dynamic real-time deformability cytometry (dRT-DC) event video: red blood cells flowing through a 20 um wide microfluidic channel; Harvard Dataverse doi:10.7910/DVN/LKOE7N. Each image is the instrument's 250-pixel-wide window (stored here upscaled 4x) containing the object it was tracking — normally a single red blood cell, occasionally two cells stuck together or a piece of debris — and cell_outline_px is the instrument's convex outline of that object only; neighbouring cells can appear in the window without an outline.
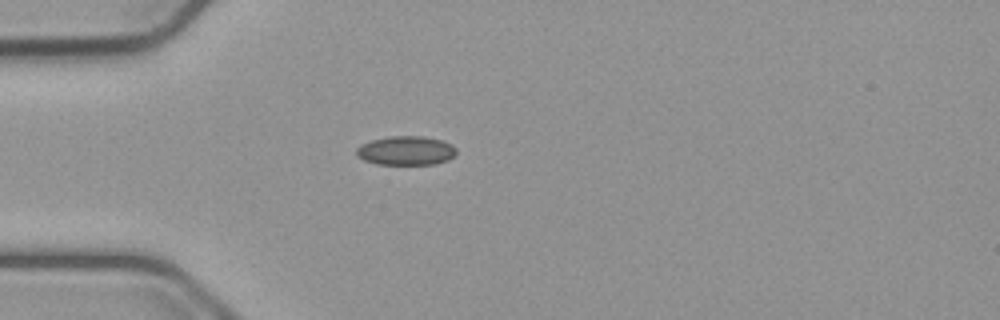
{"species": "common noctule bat (a hibernating species)", "species_latin": "Nyctalus noctula", "temperature_condition": "cold", "stored_images_in_passage": 40, "camera_frame_rate_fps": 3000, "um_per_image_px": 0.085, "animal": {"sex": "male", "body_mass_g": 23.1, "forearm_length_mm": 52.7}, "frame": {"image": 1, "passage_image": 1, "time_ms": 0.0, "image_size_px": [1000, 320], "cell_outline_px": [[456, 152], [448, 160], [436, 164], [376, 164], [364, 160], [356, 156], [356, 148], [360, 144], [372, 140], [392, 136], [424, 136], [444, 140], [452, 144], [456, 148]], "centroid_in_image_um": [34.51, 12.8], "position_along_channel_um": 50.5, "area_um2": 17.05}}
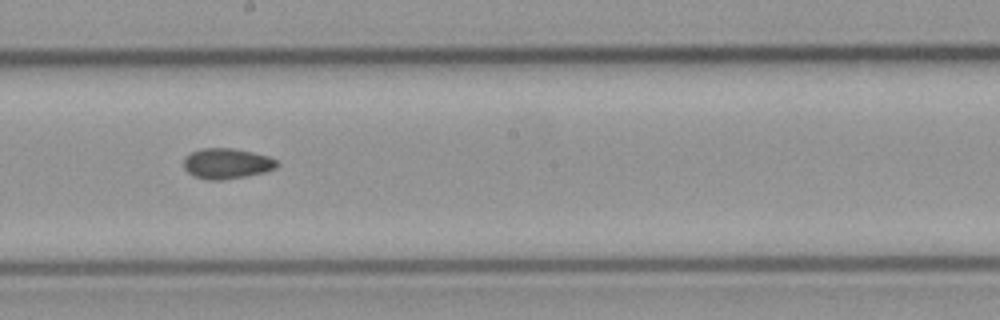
{"frame": {"image": 2, "passage_image": 16, "time_ms": 5.0, "image_size_px": [1000, 320], "cell_outline_px": [[280, 164], [276, 168], [264, 172], [244, 176], [220, 180], [208, 180], [192, 176], [184, 168], [184, 156], [200, 148], [232, 148], [252, 152], [268, 156], [276, 160]], "centroid_in_image_um": [19.25, 13.89], "position_along_channel_um": 228.9, "area_um2": 16.59}}
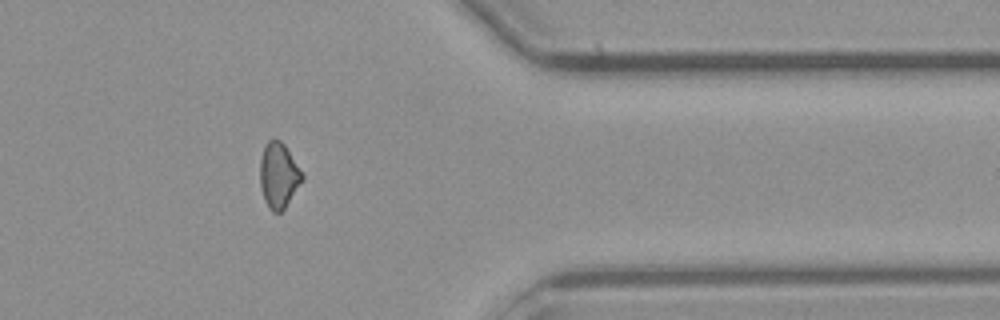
{"frame": {"image": 3, "passage_image": 30, "time_ms": 9.667, "image_size_px": [1000, 320], "cell_outline_px": [[304, 180], [284, 208], [280, 212], [272, 212], [268, 208], [264, 200], [260, 184], [260, 160], [264, 144], [272, 136], [280, 140], [284, 144], [304, 176]], "centroid_in_image_um": [23.67, 14.88], "position_along_channel_um": 387.7, "area_um2": 16.18}}